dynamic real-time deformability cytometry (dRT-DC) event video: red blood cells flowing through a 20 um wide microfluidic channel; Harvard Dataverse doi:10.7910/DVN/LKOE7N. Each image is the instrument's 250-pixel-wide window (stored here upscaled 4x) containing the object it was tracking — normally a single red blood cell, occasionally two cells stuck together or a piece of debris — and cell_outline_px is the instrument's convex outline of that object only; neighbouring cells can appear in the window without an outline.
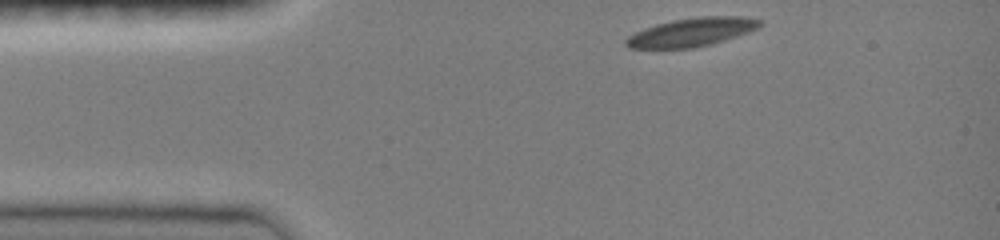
{"species": "common noctule bat (a hibernating species)", "species_latin": "Nyctalus noctula", "temperature_condition": "room temperature", "stored_images_in_passage": 35, "camera_frame_rate_fps": 3000, "um_per_image_px": 0.085, "animal": {"sex": "female", "body_mass_g": 19.0, "forearm_length_mm": 51.5}, "frame": {"image": 1, "passage_image": 1, "time_ms": 0.0, "image_size_px": [1000, 240], "cell_outline_px": [[764, 24], [748, 32], [712, 44], [692, 48], [628, 48], [624, 44], [624, 40], [628, 36], [644, 28], [656, 24], [672, 20], [696, 16], [744, 16], [760, 20]], "centroid_in_image_um": [58.78, 2.72], "position_along_channel_um": 26.2, "area_um2": 22.31}}
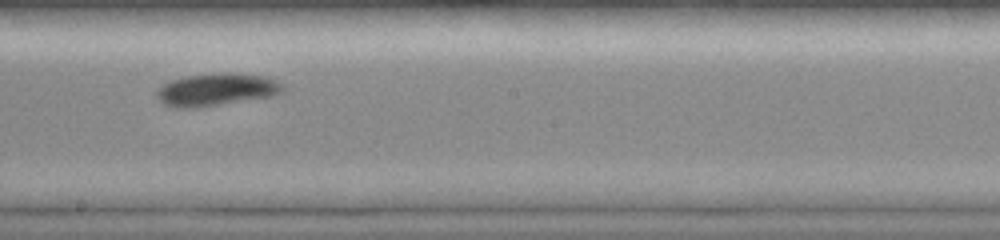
{"frame": {"image": 2, "passage_image": 20, "time_ms": 6.333, "image_size_px": [1000, 240], "cell_outline_px": [[284, 92], [276, 96], [196, 108], [176, 108], [164, 104], [156, 96], [156, 92], [160, 84], [184, 76], [224, 72], [232, 72], [264, 76], [276, 80], [284, 84]], "centroid_in_image_um": [18.43, 7.61], "position_along_channel_um": 229.8, "area_um2": 24.39}}
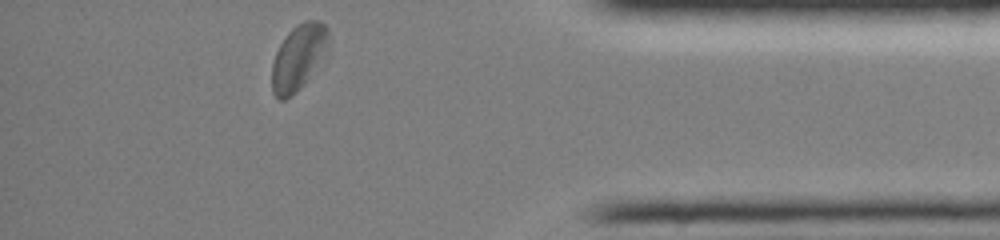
{"frame": {"image": 3, "passage_image": 35, "time_ms": 11.333, "image_size_px": [1000, 240], "cell_outline_px": [[328, 60], [296, 92], [284, 100], [280, 100], [272, 92], [272, 64], [276, 52], [280, 44], [288, 32], [296, 24], [304, 20], [320, 20], [328, 28]], "centroid_in_image_um": [25.44, 4.87], "position_along_channel_um": 409.8, "area_um2": 22.48}, "authors_computed_cell_mechanics": {"area_um2": 23.12, "velocity_mm_per_s": 3.997, "shape_relaxation_time_tau1_ms": 3.4018, "shape_relaxation_time_tau2_ms": null, "deformation_change_tau1": 0.1366, "deformation_change_tau2": null}}